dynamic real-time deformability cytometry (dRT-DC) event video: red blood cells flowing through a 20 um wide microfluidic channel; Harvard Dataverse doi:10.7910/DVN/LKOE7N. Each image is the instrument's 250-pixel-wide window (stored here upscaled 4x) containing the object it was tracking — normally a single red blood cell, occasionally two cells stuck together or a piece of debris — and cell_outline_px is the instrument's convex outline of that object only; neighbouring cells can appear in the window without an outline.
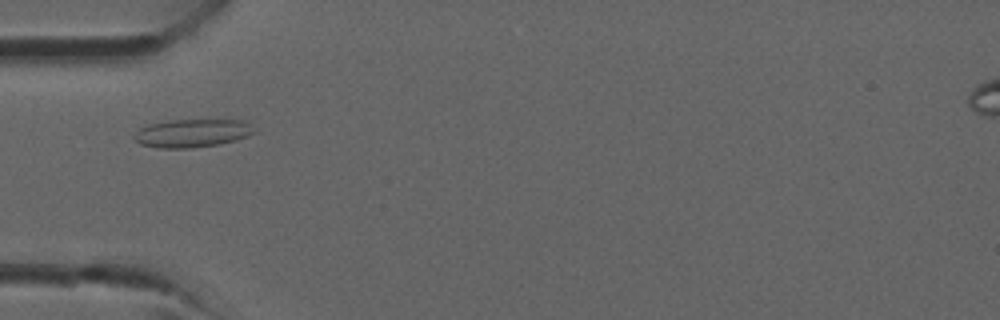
{"species": "common noctule bat (a hibernating species)", "species_latin": "Nyctalus noctula", "temperature_condition": "room temperature", "stored_images_in_passage": 13, "camera_frame_rate_fps": 3000, "um_per_image_px": 0.085, "animal": {"sex": "male", "forearm_length_mm": 52.5}, "frame": {"image": 1, "passage_image": 1, "time_ms": 0.0, "image_size_px": [1000, 320], "cell_outline_px": [[256, 132], [248, 136], [236, 140], [220, 144], [192, 148], [156, 148], [140, 144], [132, 136], [140, 128], [148, 124], [172, 120], [244, 120], [256, 128]], "centroid_in_image_um": [16.36, 11.32], "position_along_channel_um": 68.6, "area_um2": 19.88}}
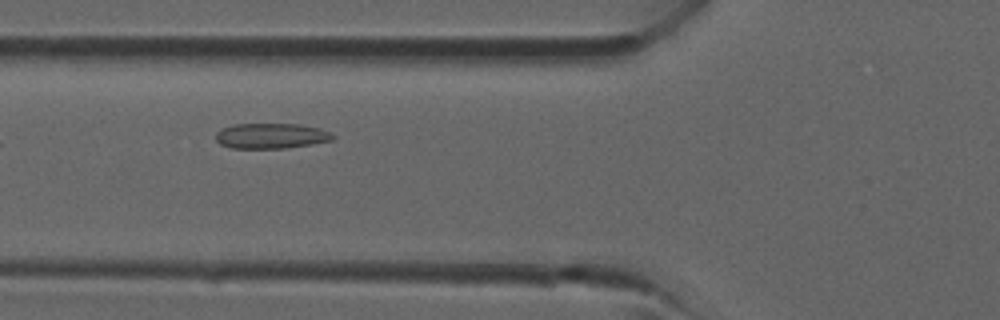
{"frame": {"image": 2, "passage_image": 3, "time_ms": 0.667, "image_size_px": [1000, 320], "cell_outline_px": [[336, 136], [332, 140], [312, 144], [284, 148], [232, 148], [220, 144], [216, 140], [216, 132], [232, 124], [300, 124], [320, 128]], "centroid_in_image_um": [23.04, 11.55], "position_along_channel_um": 102.8, "area_um2": 17.22}}